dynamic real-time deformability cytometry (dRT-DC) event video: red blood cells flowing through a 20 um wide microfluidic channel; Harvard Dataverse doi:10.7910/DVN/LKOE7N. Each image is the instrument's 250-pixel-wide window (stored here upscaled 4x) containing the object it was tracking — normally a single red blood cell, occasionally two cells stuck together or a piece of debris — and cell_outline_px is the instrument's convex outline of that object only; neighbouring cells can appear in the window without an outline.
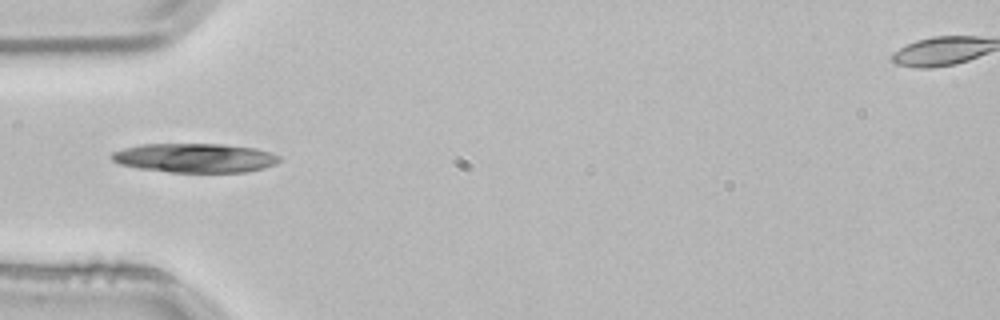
{"species": "common noctule bat (a hibernating species)", "species_latin": "Nyctalus noctula", "temperature_condition": "room temperature", "stored_images_in_passage": 4, "camera_frame_rate_fps": 3000, "um_per_image_px": 0.085, "animal": {"sex": "male", "body_mass_g": 21.5, "forearm_length_mm": 52.0}, "frame": {"image": 1, "passage_image": 4, "time_ms": 1.0, "image_size_px": [1000, 320], "cell_outline_px": [[280, 160], [276, 164], [264, 168], [244, 172], [172, 172], [136, 168], [120, 164], [112, 160], [108, 156], [112, 152], [124, 148], [144, 144], [220, 144], [256, 148], [280, 156]], "centroid_in_image_um": [16.54, 13.42], "position_along_channel_um": 68.5, "area_um2": 28.5}}